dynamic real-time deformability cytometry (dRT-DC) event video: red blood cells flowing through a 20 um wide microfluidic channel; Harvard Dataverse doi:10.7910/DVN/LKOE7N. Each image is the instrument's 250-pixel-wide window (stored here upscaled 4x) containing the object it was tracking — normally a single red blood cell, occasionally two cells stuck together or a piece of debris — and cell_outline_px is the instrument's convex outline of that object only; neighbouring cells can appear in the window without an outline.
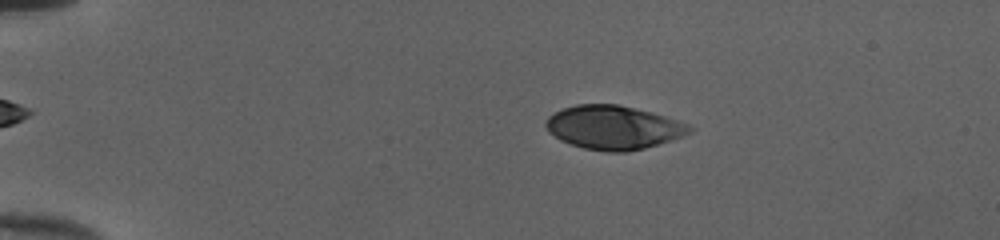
{"species": "human", "species_latin": "Homo sapiens", "temperature_condition": "cold", "stored_images_in_passage": 52, "camera_frame_rate_fps": 3000, "um_per_image_px": 0.085, "donor": {"sex": "female"}, "frame": {"image": 1, "passage_image": 11, "time_ms": 3.333, "image_size_px": [1000, 240], "cell_outline_px": [[696, 128], [692, 132], [644, 148], [628, 152], [608, 152], [584, 148], [560, 140], [548, 132], [544, 124], [548, 116], [564, 108], [576, 104], [616, 104], [636, 108], [652, 112], [688, 124]], "centroid_in_image_um": [52.12, 10.83], "position_along_channel_um": 32.9, "area_um2": 36.41}}
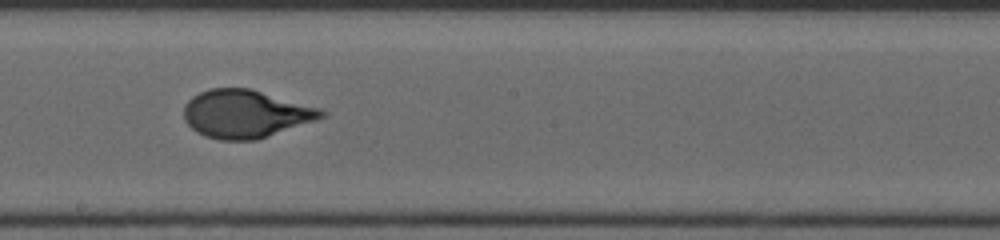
{"frame": {"image": 2, "passage_image": 31, "time_ms": 10.0, "image_size_px": [1000, 240], "cell_outline_px": [[328, 112], [324, 116], [316, 120], [256, 140], [220, 140], [204, 136], [196, 132], [184, 120], [184, 104], [192, 96], [208, 88], [252, 88], [320, 108]], "centroid_in_image_um": [20.85, 9.67], "position_along_channel_um": 227.3, "area_um2": 38.61}}
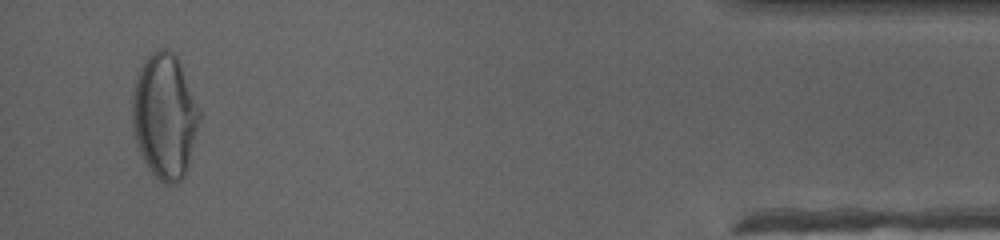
{"frame": {"image": 3, "passage_image": 50, "time_ms": 16.333, "image_size_px": [1000, 240], "cell_outline_px": [[200, 120], [188, 168], [184, 176], [176, 184], [164, 184], [152, 172], [144, 160], [140, 152], [132, 128], [132, 88], [136, 72], [148, 56], [156, 48], [168, 48], [176, 56], [180, 64], [200, 108]], "centroid_in_image_um": [13.99, 9.84], "position_along_channel_um": 421.2, "area_um2": 49.25}, "authors_computed_cell_mechanics": {"area_um2": 38.0613, "velocity_mm_per_s": 4.0282, "shape_relaxation_time_tau1_ms": 3.7165, "shape_relaxation_time_tau2_ms": null, "deformation_change_tau1": 0.1875, "deformation_change_tau2": null}}